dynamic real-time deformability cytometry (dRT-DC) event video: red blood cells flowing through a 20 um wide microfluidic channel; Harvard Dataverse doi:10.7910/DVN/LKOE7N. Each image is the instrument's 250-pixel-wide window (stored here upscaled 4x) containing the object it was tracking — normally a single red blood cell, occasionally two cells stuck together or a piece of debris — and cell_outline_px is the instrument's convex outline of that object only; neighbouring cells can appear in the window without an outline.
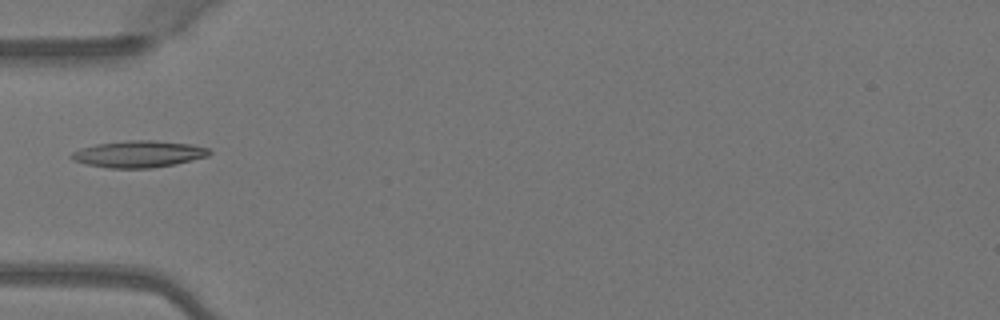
{"species": "Egyptian fruit bat (a non-hibernating species)", "species_latin": "Rousettus aegyptiacus", "temperature_condition": "warm", "stored_images_in_passage": 5, "camera_frame_rate_fps": 3000, "um_per_image_px": 0.085, "animal": {"sex": "female"}, "frame": {"image": 1, "passage_image": 5, "time_ms": 1.333, "image_size_px": [1000, 320], "cell_outline_px": [[212, 152], [208, 156], [176, 164], [152, 168], [108, 168], [84, 164], [72, 160], [68, 156], [72, 152], [80, 148], [96, 144], [128, 140], [152, 140], [192, 144], [208, 148]], "centroid_in_image_um": [11.76, 13.09], "position_along_channel_um": 73.2, "area_um2": 21.68}}